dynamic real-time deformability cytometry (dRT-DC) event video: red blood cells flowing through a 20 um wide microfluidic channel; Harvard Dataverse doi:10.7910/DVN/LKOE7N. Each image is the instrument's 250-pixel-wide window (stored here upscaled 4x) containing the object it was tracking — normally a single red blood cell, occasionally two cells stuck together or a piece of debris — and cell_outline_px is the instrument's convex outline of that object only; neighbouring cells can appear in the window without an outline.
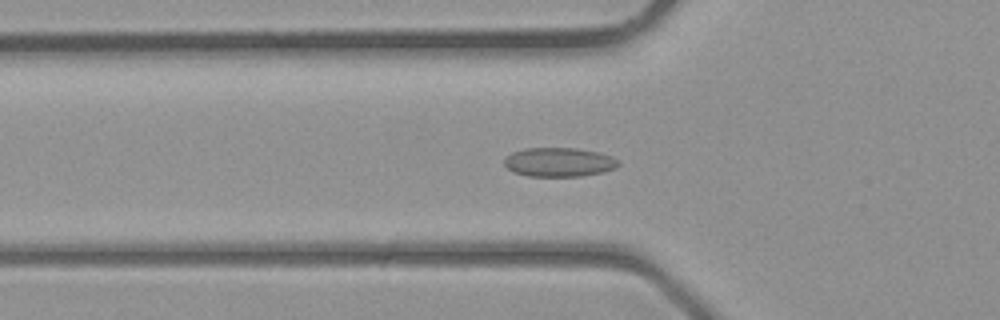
{"species": "common noctule bat (a hibernating species)", "species_latin": "Nyctalus noctula", "temperature_condition": "room temperature", "stored_images_in_passage": 33, "camera_frame_rate_fps": 3000, "um_per_image_px": 0.085, "animal": {"sex": "male", "body_mass_g": 23.1, "forearm_length_mm": 52.7}, "frame": {"image": 1, "passage_image": 12, "time_ms": 3.667, "image_size_px": [1000, 320], "cell_outline_px": [[620, 164], [616, 168], [604, 172], [580, 176], [528, 176], [512, 172], [504, 164], [504, 160], [512, 152], [524, 148], [576, 148], [596, 152], [612, 156], [620, 160]], "centroid_in_image_um": [47.54, 13.78], "position_along_channel_um": 78.3, "area_um2": 19.42}}
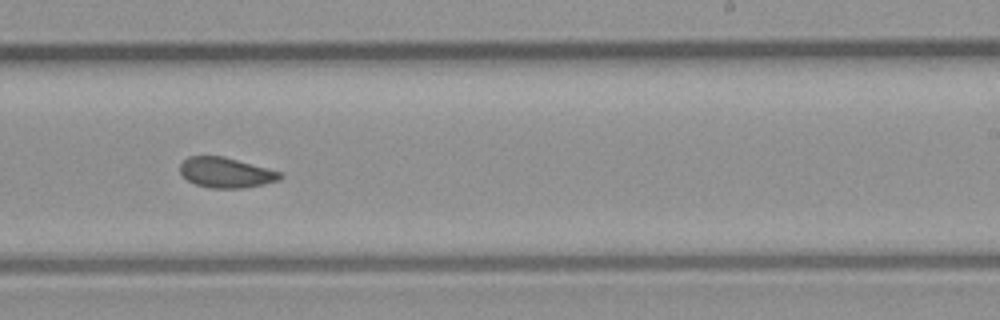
{"frame": {"image": 2, "passage_image": 23, "time_ms": 7.333, "image_size_px": [1000, 320], "cell_outline_px": [[284, 176], [280, 180], [264, 184], [240, 188], [208, 188], [196, 184], [188, 180], [180, 172], [180, 164], [188, 156], [224, 156], [284, 172]], "centroid_in_image_um": [19.25, 14.66], "position_along_channel_um": 269.7, "area_um2": 17.8}}
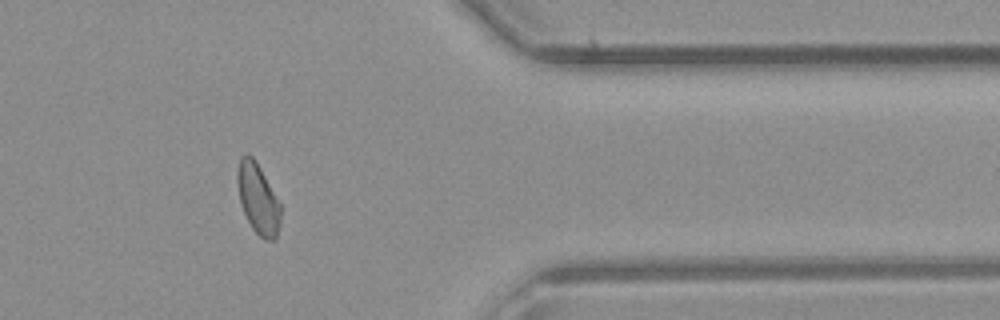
{"frame": {"image": 3, "passage_image": 31, "time_ms": 10.0, "image_size_px": [1000, 320], "cell_outline_px": [[280, 224], [276, 240], [264, 240], [252, 228], [240, 204], [236, 180], [236, 172], [240, 156], [248, 152], [256, 160], [280, 204]], "centroid_in_image_um": [21.9, 16.86], "position_along_channel_um": 389.5, "area_um2": 17.86}}